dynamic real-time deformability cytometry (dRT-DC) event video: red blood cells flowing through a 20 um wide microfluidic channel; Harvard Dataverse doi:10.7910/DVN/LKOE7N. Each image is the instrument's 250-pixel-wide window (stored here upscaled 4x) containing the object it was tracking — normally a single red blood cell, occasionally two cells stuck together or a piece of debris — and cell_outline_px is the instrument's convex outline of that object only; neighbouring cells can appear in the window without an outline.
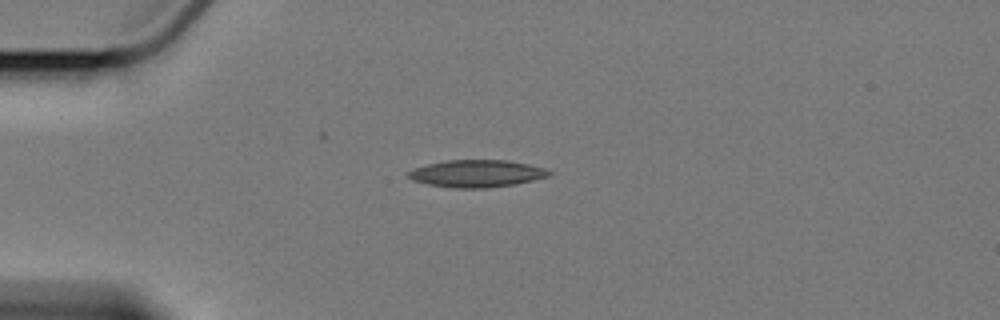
{"species": "Egyptian fruit bat (a non-hibernating species)", "species_latin": "Rousettus aegyptiacus", "temperature_condition": "cold", "stored_images_in_passage": 1, "camera_frame_rate_fps": 3000, "um_per_image_px": 0.085, "animal": {"sex": "female"}, "frame": {"image": 1, "passage_image": 1, "time_ms": 0.0, "image_size_px": [1000, 320], "cell_outline_px": [[552, 176], [516, 184], [488, 188], [456, 188], [428, 184], [412, 180], [408, 176], [408, 172], [424, 164], [448, 160], [508, 160], [528, 164], [544, 168], [552, 172]], "centroid_in_image_um": [40.56, 14.75], "position_along_channel_um": 44.4, "area_um2": 22.43}}